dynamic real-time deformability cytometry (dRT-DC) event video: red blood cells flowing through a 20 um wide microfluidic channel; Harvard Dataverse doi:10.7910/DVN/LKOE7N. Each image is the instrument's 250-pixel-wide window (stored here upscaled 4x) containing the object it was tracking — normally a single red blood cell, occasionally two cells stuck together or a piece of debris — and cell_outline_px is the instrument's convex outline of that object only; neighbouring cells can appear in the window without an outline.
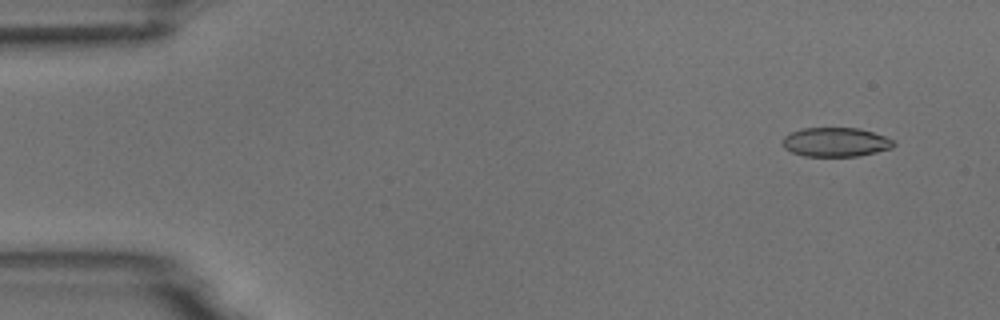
{"species": "common noctule bat (a hibernating species)", "species_latin": "Nyctalus noctula", "temperature_condition": "room temperature", "stored_images_in_passage": 7, "camera_frame_rate_fps": 3000, "um_per_image_px": 0.085, "animal": {"sex": "male", "body_mass_g": 18.8}, "frame": {"image": 1, "passage_image": 1, "time_ms": 0.0, "image_size_px": [1000, 320], "cell_outline_px": [[896, 144], [892, 148], [876, 152], [856, 156], [804, 156], [792, 152], [784, 148], [784, 136], [800, 128], [860, 128], [884, 136], [892, 140]], "centroid_in_image_um": [71.03, 12.08], "position_along_channel_um": 14.0, "area_um2": 18.73}}
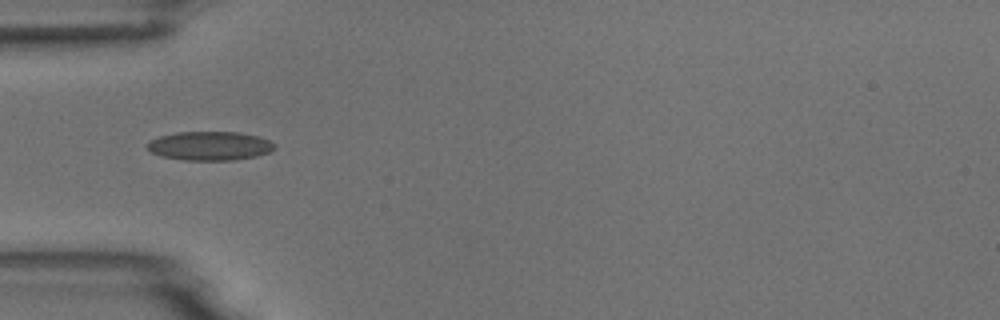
{"frame": {"image": 2, "passage_image": 4, "time_ms": 4.333, "image_size_px": [1000, 320], "cell_outline_px": [[276, 148], [268, 152], [256, 156], [232, 160], [184, 160], [160, 156], [152, 152], [148, 148], [148, 140], [160, 136], [176, 132], [240, 132], [260, 136], [276, 144]], "centroid_in_image_um": [17.84, 12.39], "position_along_channel_um": 67.2, "area_um2": 21.5}}
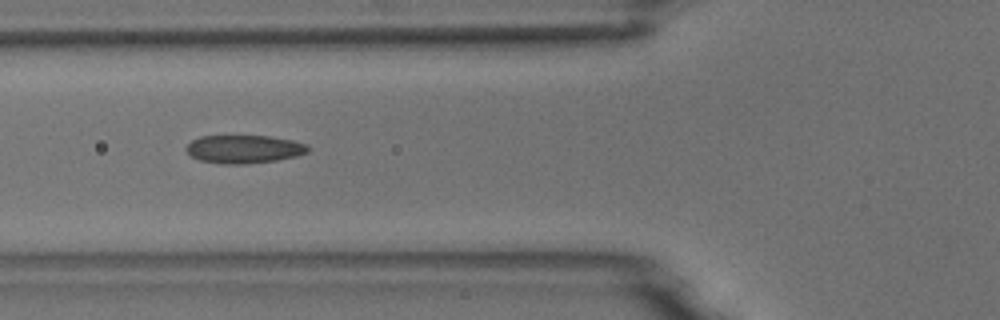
{"frame": {"image": 3, "passage_image": 5, "time_ms": 5.333, "image_size_px": [1000, 320], "cell_outline_px": [[312, 148], [308, 152], [296, 156], [276, 160], [244, 164], [220, 164], [200, 160], [192, 156], [184, 148], [192, 140], [200, 136], [268, 136], [292, 140], [308, 144]], "centroid_in_image_um": [20.76, 12.67], "position_along_channel_um": 105.0, "area_um2": 20.06}}